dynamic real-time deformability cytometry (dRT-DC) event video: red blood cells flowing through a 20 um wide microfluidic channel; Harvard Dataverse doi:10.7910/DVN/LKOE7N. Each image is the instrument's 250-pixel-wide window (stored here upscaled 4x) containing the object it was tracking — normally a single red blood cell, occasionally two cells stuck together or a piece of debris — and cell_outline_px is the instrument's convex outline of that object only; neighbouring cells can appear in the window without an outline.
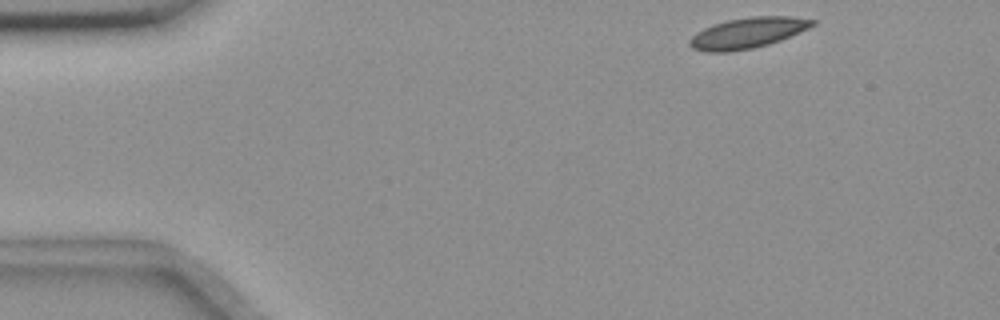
{"species": "common noctule bat (a hibernating species)", "species_latin": "Nyctalus noctula", "temperature_condition": "room temperature", "stored_images_in_passage": 50, "camera_frame_rate_fps": 3000, "um_per_image_px": 0.085, "animal": {"sex": "female", "body_mass_g": 18.4}, "frame": {"image": 1, "passage_image": 1, "time_ms": 0.0, "image_size_px": [1000, 320], "cell_outline_px": [[816, 24], [808, 28], [780, 40], [768, 44], [752, 48], [732, 52], [704, 52], [692, 48], [688, 44], [688, 40], [696, 32], [712, 24], [728, 20], [752, 16], [792, 16], [816, 20]], "centroid_in_image_um": [63.51, 2.8], "position_along_channel_um": 21.5, "area_um2": 22.02}}
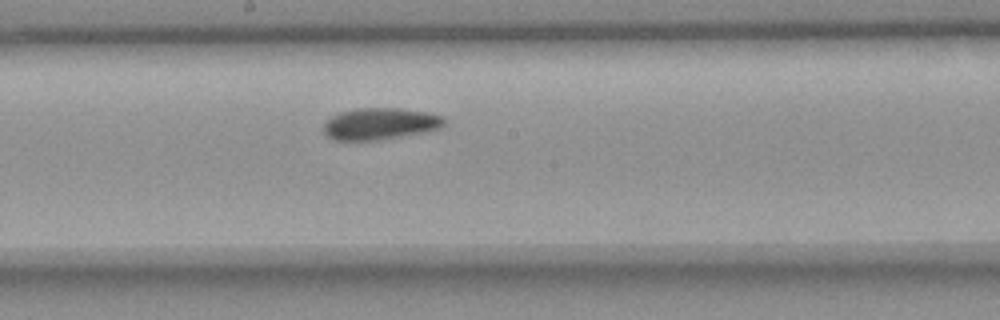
{"frame": {"image": 2, "passage_image": 24, "time_ms": 7.667, "image_size_px": [1000, 320], "cell_outline_px": [[448, 120], [440, 128], [428, 132], [376, 140], [332, 140], [324, 132], [324, 124], [332, 116], [340, 112], [356, 108], [396, 108], [428, 112], [444, 116]], "centroid_in_image_um": [32.36, 10.52], "position_along_channel_um": 215.8, "area_um2": 22.43}}
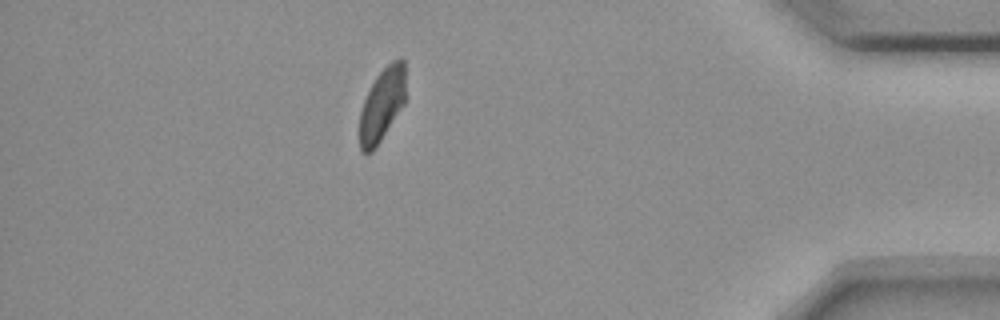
{"frame": {"image": 3, "passage_image": 43, "time_ms": 14.0, "image_size_px": [1000, 320], "cell_outline_px": [[404, 104], [376, 148], [372, 152], [360, 152], [360, 112], [364, 100], [376, 76], [392, 60], [400, 56], [404, 60]], "centroid_in_image_um": [32.47, 8.9], "position_along_channel_um": 402.7, "area_um2": 19.42}, "authors_computed_cell_mechanics": {"area_um2": 21.7906, "velocity_mm_per_s": 3.6295, "shape_relaxation_time_tau1_ms": 10.0538, "shape_relaxation_time_tau2_ms": 8.8251, "deformation_change_tau1": 0.152, "deformation_change_tau2": 0.0846}}